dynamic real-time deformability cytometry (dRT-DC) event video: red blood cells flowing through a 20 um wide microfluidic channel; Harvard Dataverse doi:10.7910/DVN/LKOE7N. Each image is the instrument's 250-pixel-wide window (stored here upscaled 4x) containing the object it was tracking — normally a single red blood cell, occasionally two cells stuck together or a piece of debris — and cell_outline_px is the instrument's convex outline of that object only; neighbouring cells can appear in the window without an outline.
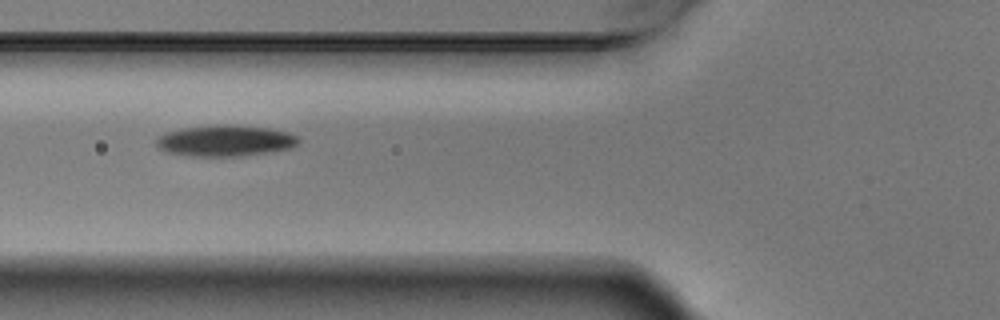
{"species": "Egyptian fruit bat (a non-hibernating species)", "species_latin": "Rousettus aegyptiacus", "temperature_condition": "warm", "stored_images_in_passage": 4, "camera_frame_rate_fps": 3000, "um_per_image_px": 0.085, "animal": {"sex": "male"}, "frame": {"image": 1, "passage_image": 2, "time_ms": 0.333, "image_size_px": [1000, 320], "cell_outline_px": [[300, 140], [292, 148], [240, 156], [192, 156], [164, 152], [156, 144], [156, 136], [164, 132], [180, 128], [216, 124], [232, 124], [268, 128], [288, 132], [300, 136]], "centroid_in_image_um": [19.11, 11.94], "position_along_channel_um": 106.7, "area_um2": 26.18}}
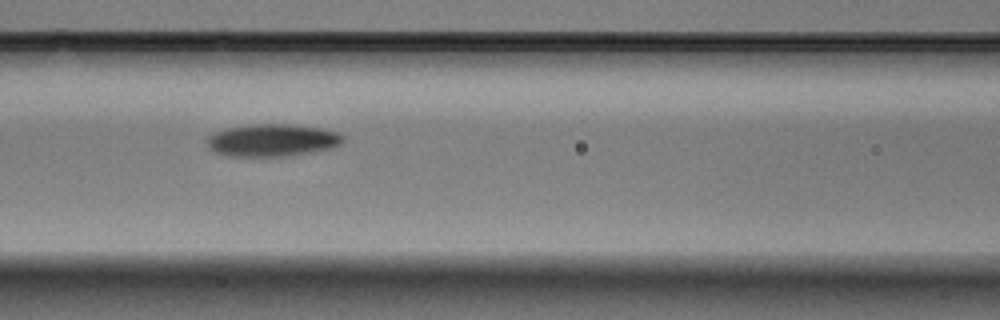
{"frame": {"image": 2, "passage_image": 3, "time_ms": 0.667, "image_size_px": [1000, 320], "cell_outline_px": [[344, 140], [340, 144], [332, 148], [284, 156], [228, 156], [216, 152], [208, 144], [208, 136], [212, 132], [228, 128], [252, 124], [288, 124], [320, 128], [336, 132], [344, 136]], "centroid_in_image_um": [23.14, 11.91], "position_along_channel_um": 143.5, "area_um2": 25.37}}
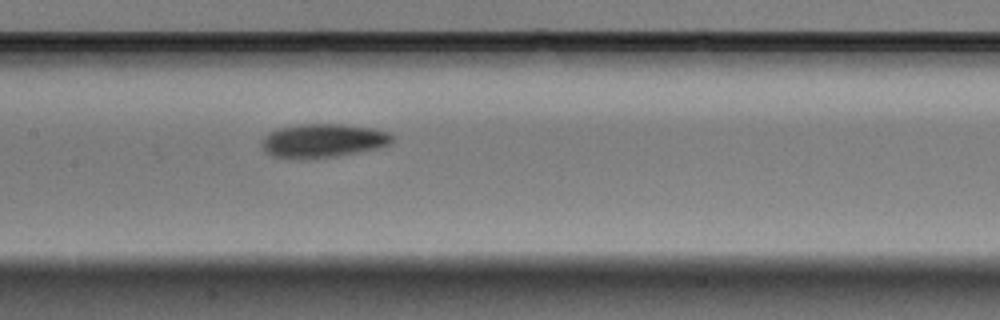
{"frame": {"image": 3, "passage_image": 4, "time_ms": 1.0, "image_size_px": [1000, 320], "cell_outline_px": [[396, 140], [392, 144], [380, 148], [336, 156], [308, 160], [300, 160], [272, 156], [264, 152], [260, 144], [268, 132], [276, 128], [296, 124], [340, 124], [372, 128], [392, 132]], "centroid_in_image_um": [27.47, 11.97], "position_along_channel_um": 179.9, "area_um2": 26.47}}